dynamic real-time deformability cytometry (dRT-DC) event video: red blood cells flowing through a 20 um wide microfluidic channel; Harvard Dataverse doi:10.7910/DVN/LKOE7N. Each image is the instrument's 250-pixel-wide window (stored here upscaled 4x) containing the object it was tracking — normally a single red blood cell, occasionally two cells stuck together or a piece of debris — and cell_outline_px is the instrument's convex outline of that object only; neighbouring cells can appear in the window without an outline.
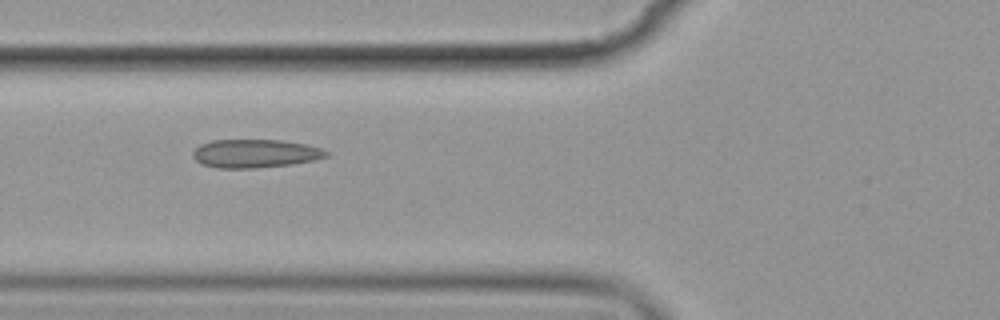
{"species": "common noctule bat (a hibernating species)", "species_latin": "Nyctalus noctula", "temperature_condition": "cold", "stored_images_in_passage": 16, "camera_frame_rate_fps": 3000, "um_per_image_px": 0.085, "animal": {"sex": "female", "body_mass_g": 19.9}, "frame": {"image": 1, "passage_image": 7, "time_ms": 8.0, "image_size_px": [1000, 320], "cell_outline_px": [[328, 156], [312, 160], [292, 164], [252, 168], [216, 168], [200, 164], [192, 156], [192, 152], [200, 144], [212, 140], [280, 140], [308, 144], [320, 148], [328, 152]], "centroid_in_image_um": [21.65, 13.04], "position_along_channel_um": 104.2, "area_um2": 22.08}}
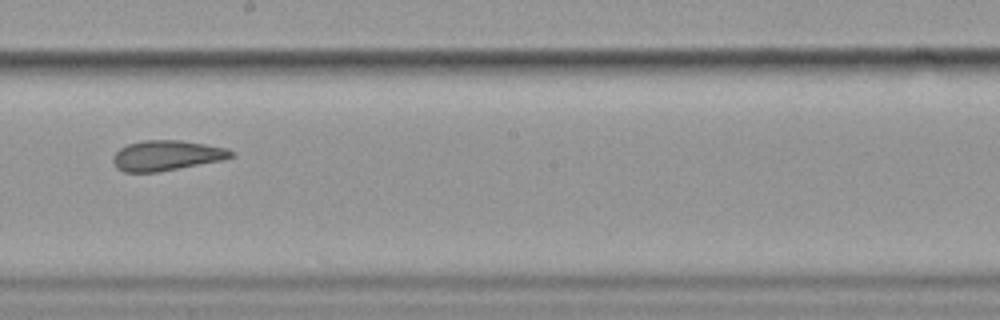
{"frame": {"image": 2, "passage_image": 10, "time_ms": 11.667, "image_size_px": [1000, 320], "cell_outline_px": [[236, 156], [220, 160], [156, 172], [124, 172], [116, 168], [112, 160], [112, 156], [120, 148], [128, 144], [144, 140], [180, 140], [228, 148], [236, 152]], "centroid_in_image_um": [14.15, 13.21], "position_along_channel_um": 234.0, "area_um2": 20.69}}
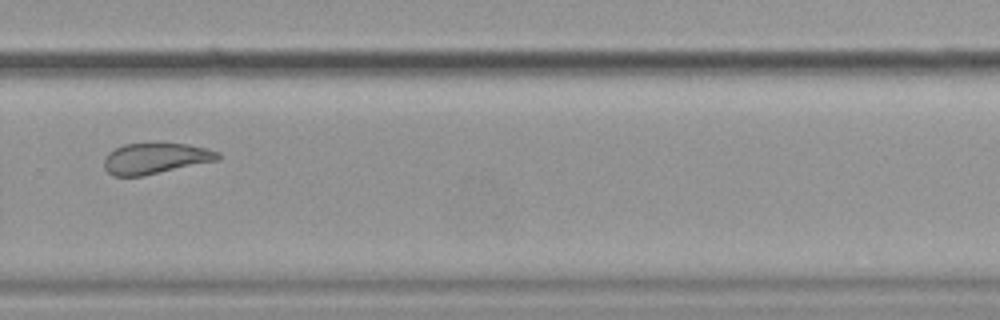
{"frame": {"image": 3, "passage_image": 12, "time_ms": 14.0, "image_size_px": [1000, 320], "cell_outline_px": [[220, 160], [144, 176], [112, 176], [104, 168], [104, 160], [108, 152], [124, 144], [188, 144], [208, 148], [220, 152]], "centroid_in_image_um": [13.24, 13.48], "position_along_channel_um": 316.6, "area_um2": 20.58}, "authors_computed_cell_mechanics": {"area_um2": 21.1548, "velocity_mm_per_s": 3.5523, "shape_relaxation_time_tau1_ms": 6.7741, "shape_relaxation_time_tau2_ms": 2.0917, "deformation_change_tau1": 0.1067, "deformation_change_tau2": 0.0567}}